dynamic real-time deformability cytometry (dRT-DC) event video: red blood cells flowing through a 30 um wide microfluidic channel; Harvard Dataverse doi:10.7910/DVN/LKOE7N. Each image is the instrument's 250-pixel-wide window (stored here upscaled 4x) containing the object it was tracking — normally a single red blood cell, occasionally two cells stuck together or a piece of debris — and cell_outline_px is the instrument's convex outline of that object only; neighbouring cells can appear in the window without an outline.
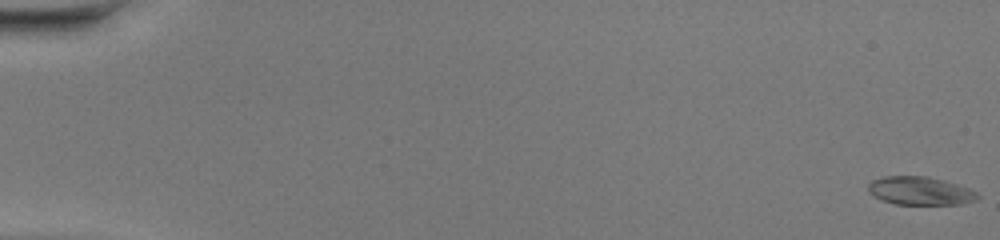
{"species": "common noctule bat (a hibernating species)", "species_latin": "Nyctalus noctula", "temperature_condition": "warm", "stored_images_in_passage": 44, "camera_frame_rate_fps": 3000, "um_per_image_px": 0.085, "animal": {"sex": "female", "body_mass_g": 20.0, "forearm_length_mm": 54.0}, "frame": {"image": 1, "passage_image": 1, "time_ms": 0.0, "image_size_px": [1000, 240], "cell_outline_px": [[980, 196], [976, 200], [964, 204], [896, 204], [884, 200], [876, 196], [868, 188], [868, 184], [872, 180], [884, 176], [928, 176], [944, 180], [968, 188], [976, 192]], "centroid_in_image_um": [78.26, 16.21], "position_along_channel_um": 6.7, "area_um2": 17.8}}
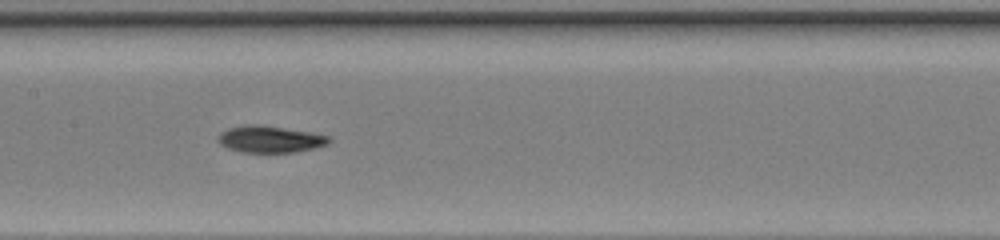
{"frame": {"image": 2, "passage_image": 26, "time_ms": 8.333, "image_size_px": [1000, 240], "cell_outline_px": [[332, 140], [328, 144], [296, 152], [240, 152], [228, 148], [220, 144], [216, 140], [220, 132], [228, 128], [248, 124], [256, 124], [308, 132], [328, 136]], "centroid_in_image_um": [22.9, 11.84], "position_along_channel_um": 184.5, "area_um2": 17.11}}
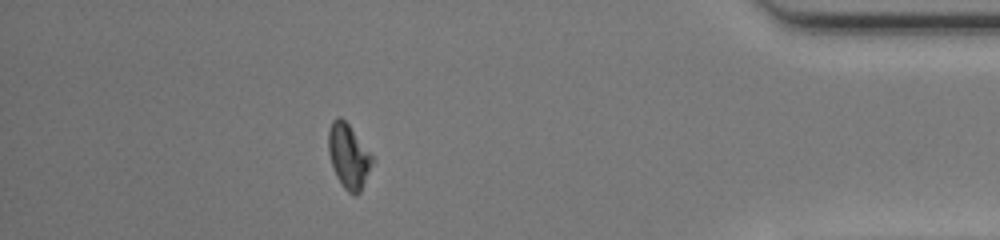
{"frame": {"image": 3, "passage_image": 44, "time_ms": 14.333, "image_size_px": [1000, 240], "cell_outline_px": [[372, 160], [360, 192], [356, 196], [348, 192], [344, 188], [336, 176], [328, 152], [328, 132], [332, 120], [336, 116], [340, 116], [348, 124], [372, 156]], "centroid_in_image_um": [29.58, 13.26], "position_along_channel_um": 405.6, "area_um2": 15.95}, "authors_computed_cell_mechanics": {"area_um2": 17.6001, "velocity_mm_per_s": 4.3395, "shape_relaxation_time_tau1_ms": 6.8999, "shape_relaxation_time_tau2_ms": null, "deformation_change_tau1": 0.2355, "deformation_change_tau2": null}}